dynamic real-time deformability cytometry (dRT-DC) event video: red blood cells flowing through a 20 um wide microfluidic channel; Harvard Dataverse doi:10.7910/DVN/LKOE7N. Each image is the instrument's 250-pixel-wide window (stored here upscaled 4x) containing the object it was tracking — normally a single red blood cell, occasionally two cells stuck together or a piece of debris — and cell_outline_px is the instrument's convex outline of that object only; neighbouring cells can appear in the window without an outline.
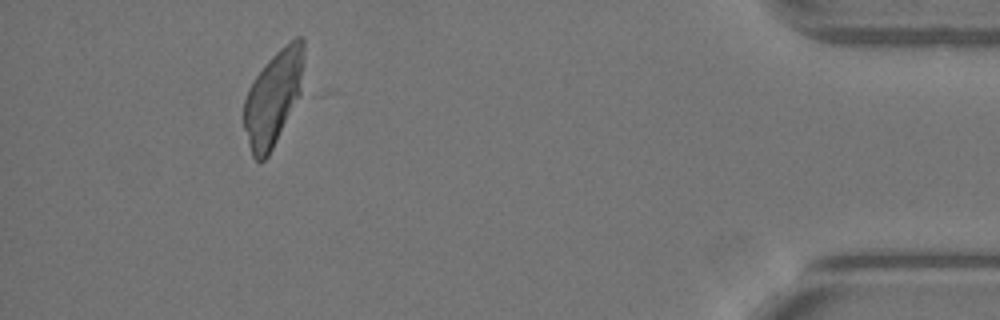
{"species": "Egyptian fruit bat (a non-hibernating species)", "species_latin": "Rousettus aegyptiacus", "temperature_condition": "warm", "stored_images_in_passage": 47, "camera_frame_rate_fps": 3000, "um_per_image_px": 0.085, "animal": {"sex": "female"}, "frame": {"image": 1, "passage_image": 43, "time_ms": 14.0, "image_size_px": [1000, 320], "cell_outline_px": [[304, 60], [300, 96], [268, 156], [264, 160], [256, 160], [252, 156], [244, 128], [244, 100], [248, 88], [256, 76], [268, 60], [280, 48], [296, 36], [304, 36]], "centroid_in_image_um": [23.24, 8.28], "position_along_channel_um": 412.0, "area_um2": 33.0}}